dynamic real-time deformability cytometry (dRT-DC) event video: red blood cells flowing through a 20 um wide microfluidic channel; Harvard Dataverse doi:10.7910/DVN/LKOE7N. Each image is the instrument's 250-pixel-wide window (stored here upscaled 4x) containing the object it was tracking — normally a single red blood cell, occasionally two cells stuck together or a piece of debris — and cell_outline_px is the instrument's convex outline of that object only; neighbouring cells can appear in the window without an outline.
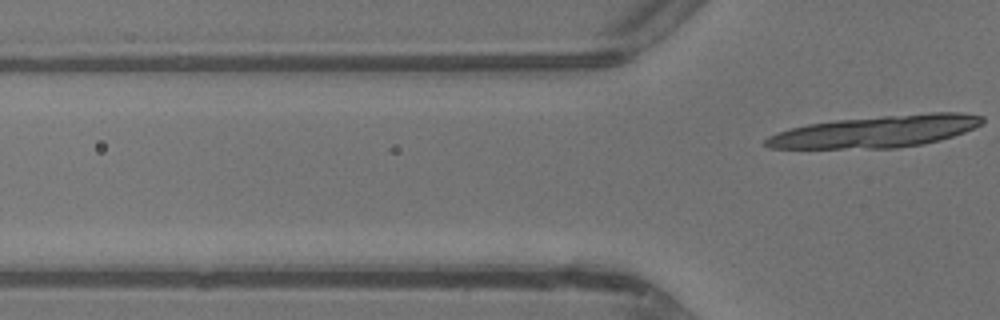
{"species": "common noctule bat (a hibernating species)", "species_latin": "Nyctalus noctula", "temperature_condition": "warm", "stored_images_in_passage": 4, "segment_of_instrument_passage": [2, 2], "camera_frame_rate_fps": 3000, "um_per_image_px": 0.085, "animal": {"sex": "male", "body_mass_g": 13.3}, "frame": {"image": 1, "passage_image": 4, "time_ms": 3.333, "image_size_px": [1000, 320], "cell_outline_px": [[984, 124], [964, 132], [940, 140], [924, 144], [896, 148], [768, 148], [760, 144], [768, 136], [792, 128], [808, 124], [836, 120], [932, 112], [960, 112], [984, 116]], "centroid_in_image_um": [74.5, 11.18], "position_along_channel_um": 51.3, "area_um2": 40.23}}